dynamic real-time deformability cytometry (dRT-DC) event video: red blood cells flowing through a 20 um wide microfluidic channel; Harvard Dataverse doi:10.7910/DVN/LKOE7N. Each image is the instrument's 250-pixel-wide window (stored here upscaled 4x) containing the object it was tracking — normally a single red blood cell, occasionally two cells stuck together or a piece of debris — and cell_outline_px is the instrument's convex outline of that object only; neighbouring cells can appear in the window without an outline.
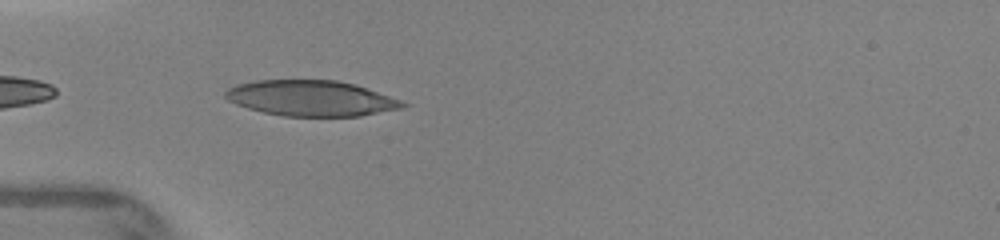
{"species": "human", "species_latin": "Homo sapiens", "temperature_condition": "warm", "stored_images_in_passage": 7, "camera_frame_rate_fps": 3000, "um_per_image_px": 0.085, "donor": {"sex": "female"}, "frame": {"image": 1, "passage_image": 3, "time_ms": 0.667, "image_size_px": [1000, 240], "cell_outline_px": [[408, 104], [404, 108], [360, 116], [284, 116], [264, 112], [248, 108], [236, 104], [228, 100], [224, 96], [224, 92], [228, 88], [236, 84], [256, 80], [336, 80], [356, 84], [400, 100]], "centroid_in_image_um": [26.43, 8.35], "position_along_channel_um": 58.6, "area_um2": 36.82}}